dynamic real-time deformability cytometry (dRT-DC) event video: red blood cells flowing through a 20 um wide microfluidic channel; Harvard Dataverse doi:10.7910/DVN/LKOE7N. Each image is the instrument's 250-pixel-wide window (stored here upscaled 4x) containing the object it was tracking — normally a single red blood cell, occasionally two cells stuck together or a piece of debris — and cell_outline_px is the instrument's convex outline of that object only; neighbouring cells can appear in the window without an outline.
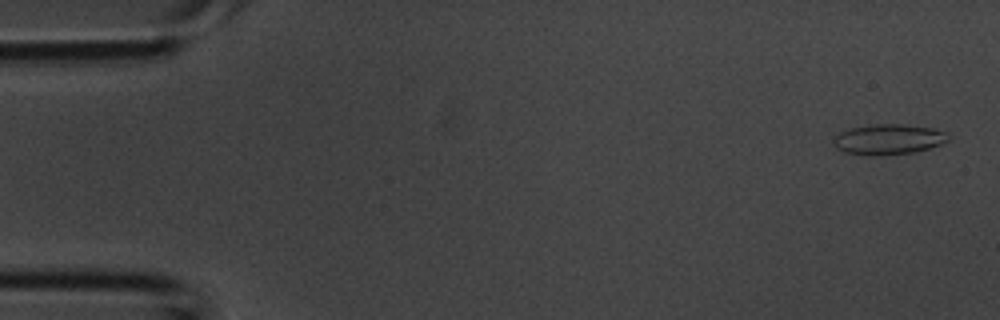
{"species": "common noctule bat (a hibernating species)", "species_latin": "Nyctalus noctula", "temperature_condition": "room temperature", "stored_images_in_passage": 38, "camera_frame_rate_fps": 3000, "um_per_image_px": 0.085, "animal": {"sex": "male", "body_mass_g": 20.1, "forearm_length_mm": 53.5}, "frame": {"image": 1, "passage_image": 2, "time_ms": 0.333, "image_size_px": [1000, 320], "cell_outline_px": [[948, 140], [940, 144], [928, 148], [912, 152], [876, 156], [872, 156], [844, 152], [836, 148], [832, 140], [832, 136], [848, 128], [872, 124], [904, 124], [932, 128], [948, 132]], "centroid_in_image_um": [75.46, 11.83], "position_along_channel_um": 9.5, "area_um2": 20.46}}
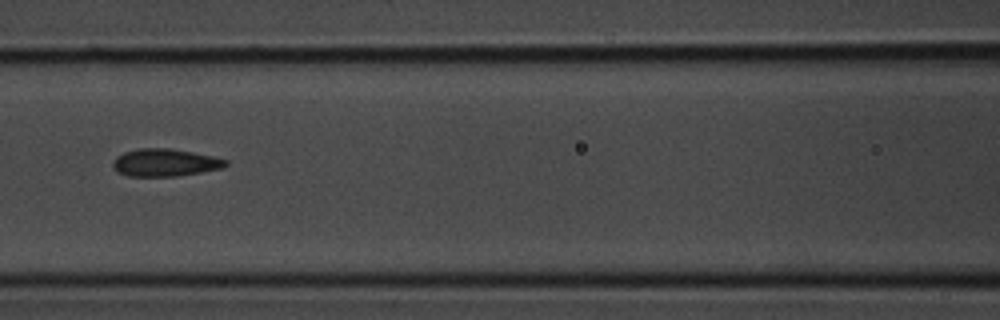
{"frame": {"image": 2, "passage_image": 17, "time_ms": 5.333, "image_size_px": [1000, 320], "cell_outline_px": [[228, 164], [224, 168], [176, 176], [128, 176], [116, 172], [112, 168], [112, 160], [116, 156], [124, 152], [140, 148], [172, 148], [212, 156], [228, 160]], "centroid_in_image_um": [13.99, 13.82], "position_along_channel_um": 152.6, "area_um2": 18.26}}
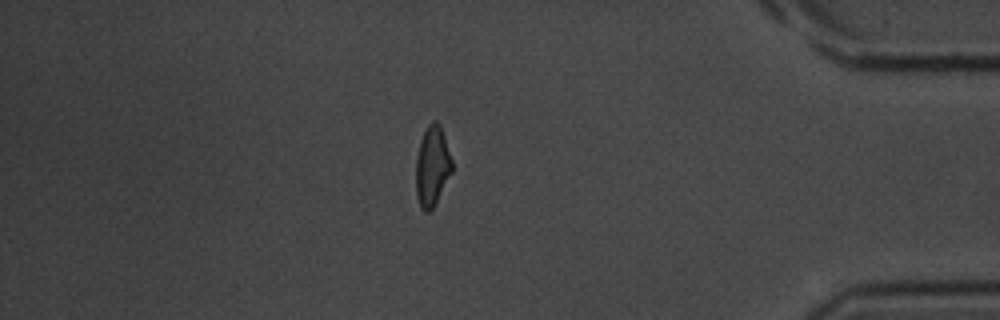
{"frame": {"image": 3, "passage_image": 33, "time_ms": 10.667, "image_size_px": [1000, 320], "cell_outline_px": [[452, 172], [432, 208], [428, 212], [424, 212], [420, 208], [416, 196], [416, 156], [420, 140], [428, 124], [432, 120], [436, 120], [440, 124], [452, 160]], "centroid_in_image_um": [36.72, 14.11], "position_along_channel_um": 398.5, "area_um2": 16.82}}